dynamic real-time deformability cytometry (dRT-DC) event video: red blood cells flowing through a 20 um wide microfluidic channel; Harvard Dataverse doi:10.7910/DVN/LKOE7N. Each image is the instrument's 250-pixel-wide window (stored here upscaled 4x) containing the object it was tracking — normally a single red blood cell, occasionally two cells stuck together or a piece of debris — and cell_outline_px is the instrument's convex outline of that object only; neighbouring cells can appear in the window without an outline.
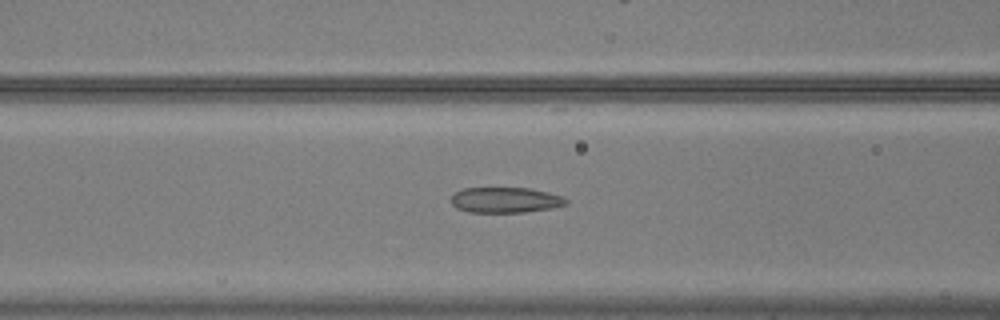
{"species": "common noctule bat (a hibernating species)", "species_latin": "Nyctalus noctula", "temperature_condition": "warm", "stored_images_in_passage": 25, "camera_frame_rate_fps": 3000, "um_per_image_px": 0.085, "animal": {"sex": "male", "body_mass_g": 20.5, "forearm_length_mm": 52.5}, "frame": {"image": 1, "passage_image": 24, "time_ms": 7.667, "image_size_px": [1000, 320], "cell_outline_px": [[568, 204], [552, 208], [524, 212], [468, 212], [456, 208], [452, 204], [452, 196], [456, 192], [464, 188], [532, 188], [548, 192], [560, 196], [568, 200]], "centroid_in_image_um": [42.97, 17.0], "position_along_channel_um": 123.6, "area_um2": 17.05}}